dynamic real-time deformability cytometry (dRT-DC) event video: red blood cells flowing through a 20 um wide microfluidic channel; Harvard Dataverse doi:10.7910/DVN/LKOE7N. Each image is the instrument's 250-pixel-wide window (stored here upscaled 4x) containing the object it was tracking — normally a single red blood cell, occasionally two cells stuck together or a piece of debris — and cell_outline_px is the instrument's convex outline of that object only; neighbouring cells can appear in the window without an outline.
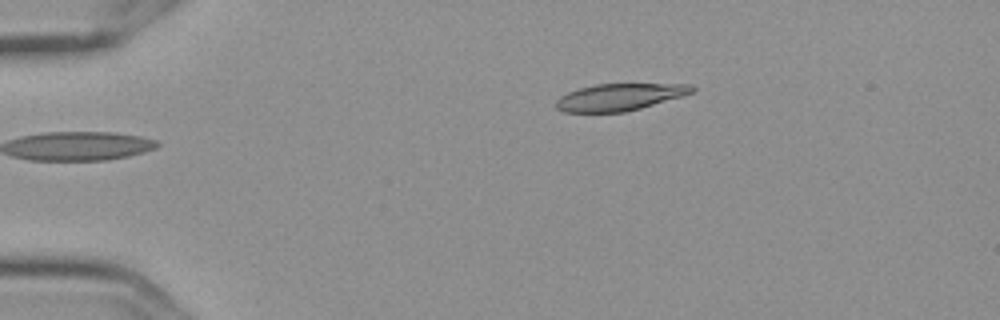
{"species": "Egyptian fruit bat (a non-hibernating species)", "species_latin": "Rousettus aegyptiacus", "temperature_condition": "cold", "stored_images_in_passage": 5, "camera_frame_rate_fps": 3000, "um_per_image_px": 0.085, "frame": {"image": 1, "passage_image": 5, "time_ms": 1.333, "image_size_px": [1000, 320], "cell_outline_px": [[696, 88], [692, 92], [680, 96], [640, 108], [624, 112], [564, 112], [556, 108], [556, 100], [560, 96], [568, 92], [580, 88], [596, 84], [688, 84]], "centroid_in_image_um": [52.61, 8.25], "position_along_channel_um": 32.4, "area_um2": 21.04}}